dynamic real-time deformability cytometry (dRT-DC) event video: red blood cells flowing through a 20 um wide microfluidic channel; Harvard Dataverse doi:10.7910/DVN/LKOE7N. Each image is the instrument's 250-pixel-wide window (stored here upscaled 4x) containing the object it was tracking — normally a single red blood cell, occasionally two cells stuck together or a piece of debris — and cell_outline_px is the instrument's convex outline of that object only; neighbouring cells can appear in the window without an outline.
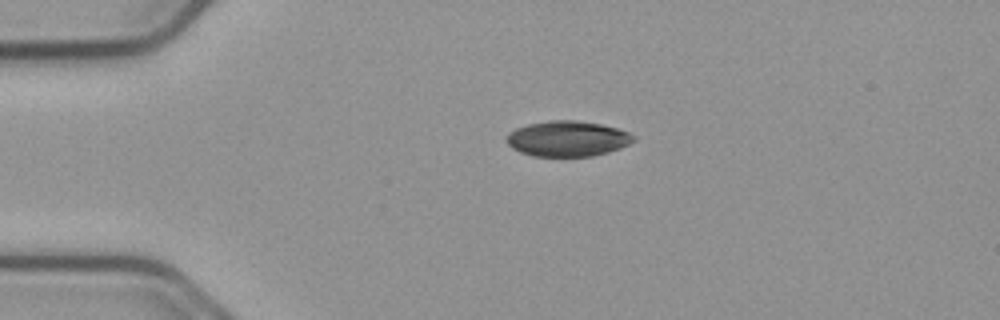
{"species": "common noctule bat (a hibernating species)", "species_latin": "Nyctalus noctula", "temperature_condition": "cold", "stored_images_in_passage": 43, "camera_frame_rate_fps": 3000, "um_per_image_px": 0.085, "animal": {"sex": "male", "body_mass_g": 23.1, "forearm_length_mm": 52.7}, "frame": {"image": 1, "passage_image": 1, "time_ms": 0.0, "image_size_px": [1000, 320], "cell_outline_px": [[636, 140], [620, 148], [608, 152], [592, 156], [532, 156], [520, 152], [512, 148], [504, 140], [504, 136], [508, 132], [516, 128], [528, 124], [552, 120], [576, 120], [600, 124], [616, 128], [628, 132], [636, 136]], "centroid_in_image_um": [48.21, 11.79], "position_along_channel_um": 36.8, "area_um2": 26.41}}
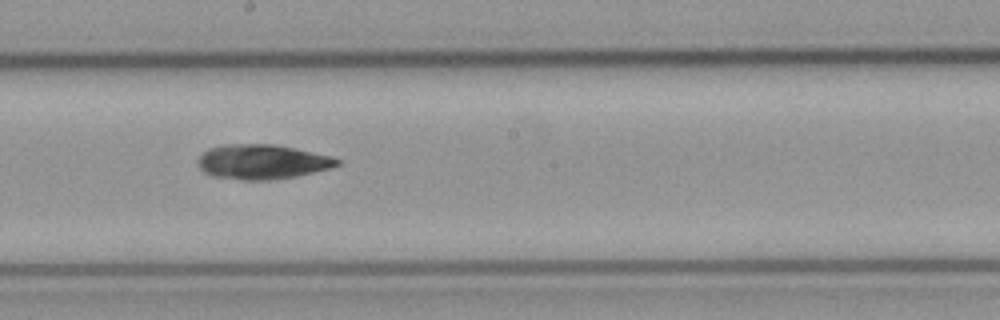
{"frame": {"image": 2, "passage_image": 19, "time_ms": 6.0, "image_size_px": [1000, 320], "cell_outline_px": [[340, 164], [328, 168], [296, 176], [272, 180], [240, 180], [212, 176], [204, 172], [196, 164], [196, 160], [208, 148], [224, 144], [272, 144], [292, 148], [328, 156], [340, 160]], "centroid_in_image_um": [22.19, 13.76], "position_along_channel_um": 226.0, "area_um2": 27.92}}
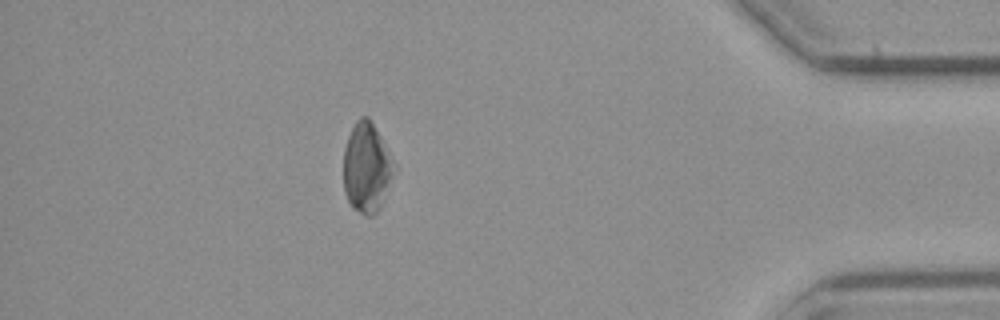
{"frame": {"image": 3, "passage_image": 37, "time_ms": 12.0, "image_size_px": [1000, 320], "cell_outline_px": [[396, 172], [384, 200], [380, 208], [372, 216], [364, 216], [352, 208], [344, 192], [344, 148], [348, 136], [356, 120], [360, 116], [368, 116], [380, 136], [396, 164]], "centroid_in_image_um": [31.19, 14.28], "position_along_channel_um": 404.0, "area_um2": 26.82}, "authors_computed_cell_mechanics": {"area_um2": 27.455, "velocity_mm_per_s": 3.7494, "shape_relaxation_time_tau1_ms": 6.9942, "shape_relaxation_time_tau2_ms": null, "deformation_change_tau1": 0.121, "deformation_change_tau2": null}}